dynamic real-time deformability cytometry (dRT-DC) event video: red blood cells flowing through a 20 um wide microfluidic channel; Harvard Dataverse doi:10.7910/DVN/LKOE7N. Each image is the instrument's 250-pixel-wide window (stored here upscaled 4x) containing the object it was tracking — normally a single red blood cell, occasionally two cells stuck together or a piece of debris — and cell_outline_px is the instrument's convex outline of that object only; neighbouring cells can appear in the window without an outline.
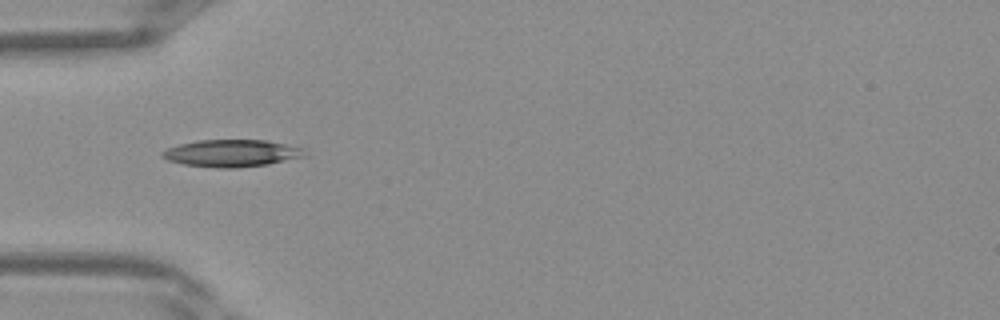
{"species": "Egyptian fruit bat (a non-hibernating species)", "species_latin": "Rousettus aegyptiacus", "temperature_condition": "warm", "stored_images_in_passage": 28, "camera_frame_rate_fps": 3000, "um_per_image_px": 0.085, "frame": {"image": 1, "passage_image": 1, "time_ms": 0.0, "image_size_px": [1000, 320], "cell_outline_px": [[304, 156], [268, 164], [232, 168], [220, 168], [184, 164], [168, 160], [160, 156], [160, 152], [168, 148], [180, 144], [196, 140], [264, 140], [284, 144], [300, 148]], "centroid_in_image_um": [19.6, 13.02], "position_along_channel_um": 65.4, "area_um2": 22.08}}
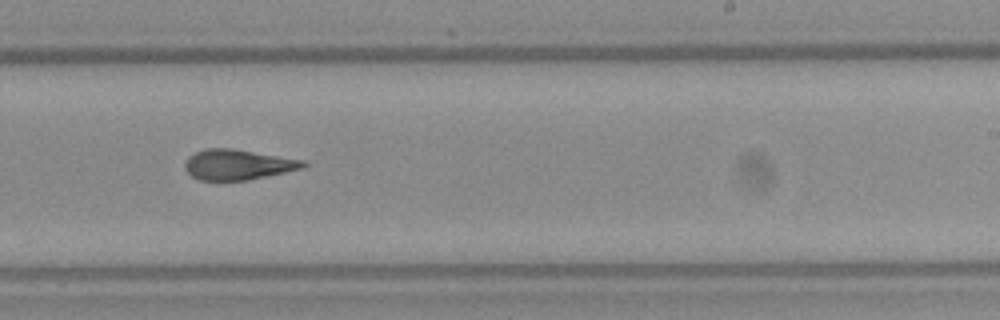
{"frame": {"image": 2, "passage_image": 13, "time_ms": 4.0, "image_size_px": [1000, 320], "cell_outline_px": [[308, 164], [304, 168], [248, 180], [200, 180], [192, 176], [184, 168], [184, 164], [188, 156], [204, 148], [232, 148], [308, 160]], "centroid_in_image_um": [20.26, 13.98], "position_along_channel_um": 268.7, "area_um2": 21.15}}
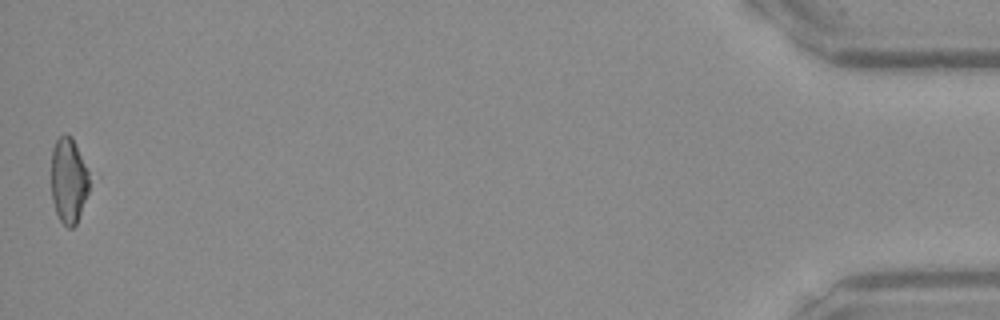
{"frame": {"image": 3, "passage_image": 28, "time_ms": 9.0, "image_size_px": [1000, 320], "cell_outline_px": [[100, 176], [76, 224], [72, 228], [68, 228], [60, 220], [56, 212], [52, 200], [52, 148], [56, 140], [64, 132], [72, 136]], "centroid_in_image_um": [6.04, 15.27], "position_along_channel_um": 429.2, "area_um2": 21.62}}